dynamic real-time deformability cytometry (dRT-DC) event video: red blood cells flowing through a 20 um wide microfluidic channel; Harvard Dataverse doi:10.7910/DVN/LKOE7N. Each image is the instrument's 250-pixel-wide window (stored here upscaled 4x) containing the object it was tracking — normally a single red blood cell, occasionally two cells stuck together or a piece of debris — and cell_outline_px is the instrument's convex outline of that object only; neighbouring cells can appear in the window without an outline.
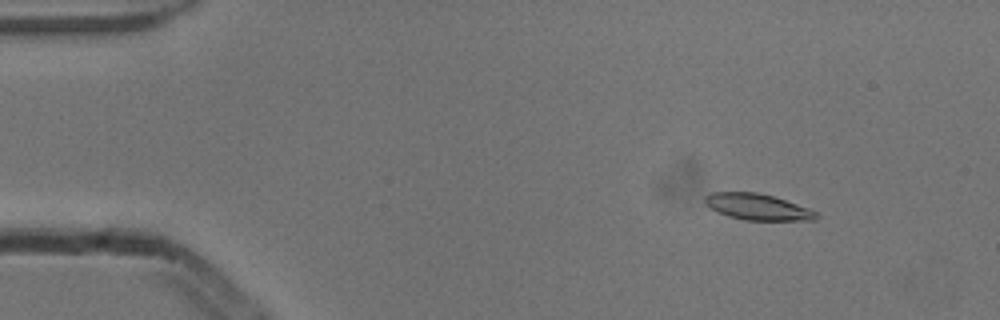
{"species": "common noctule bat (a hibernating species)", "species_latin": "Nyctalus noctula", "temperature_condition": "cold", "stored_images_in_passage": 6, "camera_frame_rate_fps": 3000, "um_per_image_px": 0.085, "animal": {"sex": "male", "body_mass_g": 13.3}, "frame": {"image": 1, "passage_image": 2, "time_ms": 0.333, "image_size_px": [1000, 320], "cell_outline_px": [[820, 216], [816, 220], [744, 220], [728, 216], [716, 212], [704, 204], [704, 196], [712, 192], [756, 192], [772, 196], [808, 208], [816, 212]], "centroid_in_image_um": [64.34, 17.59], "position_along_channel_um": 20.7, "area_um2": 16.99}}
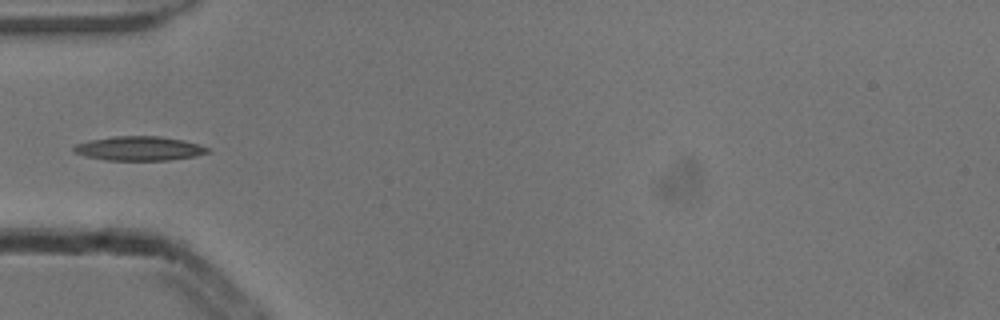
{"frame": {"image": 2, "passage_image": 5, "time_ms": 1.333, "image_size_px": [1000, 320], "cell_outline_px": [[212, 152], [196, 156], [168, 160], [104, 160], [72, 152], [72, 148], [76, 144], [88, 140], [112, 136], [160, 136], [184, 140], [208, 148]], "centroid_in_image_um": [11.82, 12.61], "position_along_channel_um": 73.2, "area_um2": 18.96}}
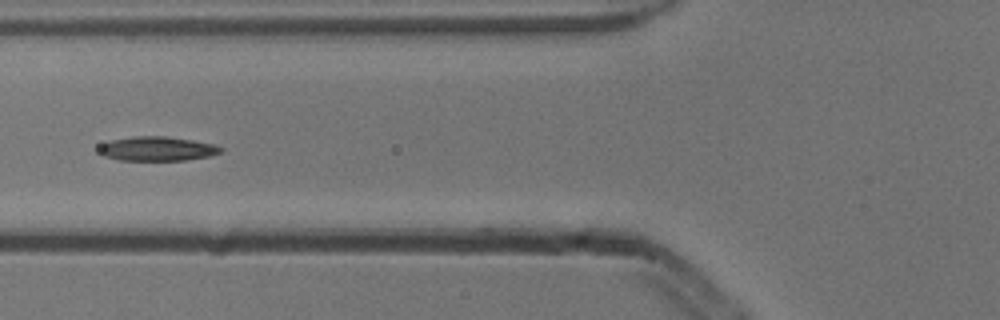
{"frame": {"image": 3, "passage_image": 6, "time_ms": 1.667, "image_size_px": [1000, 320], "cell_outline_px": [[224, 148], [220, 152], [208, 156], [184, 160], [120, 160], [104, 156], [96, 152], [96, 148], [100, 144], [108, 140], [132, 136], [164, 136], [192, 140], [212, 144]], "centroid_in_image_um": [13.25, 12.63], "position_along_channel_um": 112.6, "area_um2": 17.34}}